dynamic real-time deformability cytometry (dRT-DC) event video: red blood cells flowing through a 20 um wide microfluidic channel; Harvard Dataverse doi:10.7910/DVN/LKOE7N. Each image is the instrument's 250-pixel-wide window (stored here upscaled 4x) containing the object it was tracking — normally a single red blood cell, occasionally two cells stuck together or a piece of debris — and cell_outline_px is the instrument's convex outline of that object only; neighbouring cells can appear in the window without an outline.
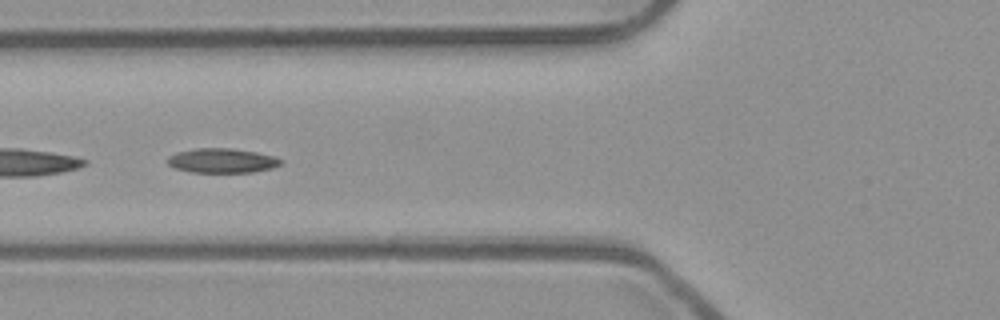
{"species": "common noctule bat (a hibernating species)", "species_latin": "Nyctalus noctula", "temperature_condition": "room temperature", "stored_images_in_passage": 21, "camera_frame_rate_fps": 3000, "um_per_image_px": 0.085, "animal": {"sex": "male", "body_mass_g": 23.1, "forearm_length_mm": 52.7}, "frame": {"image": 1, "passage_image": 18, "time_ms": 5.667, "image_size_px": [1000, 320], "cell_outline_px": [[284, 160], [280, 164], [272, 168], [252, 172], [188, 172], [176, 168], [168, 164], [168, 156], [176, 152], [196, 148], [232, 148], [256, 152], [272, 156]], "centroid_in_image_um": [18.86, 13.65], "position_along_channel_um": 106.9, "area_um2": 16.13}}